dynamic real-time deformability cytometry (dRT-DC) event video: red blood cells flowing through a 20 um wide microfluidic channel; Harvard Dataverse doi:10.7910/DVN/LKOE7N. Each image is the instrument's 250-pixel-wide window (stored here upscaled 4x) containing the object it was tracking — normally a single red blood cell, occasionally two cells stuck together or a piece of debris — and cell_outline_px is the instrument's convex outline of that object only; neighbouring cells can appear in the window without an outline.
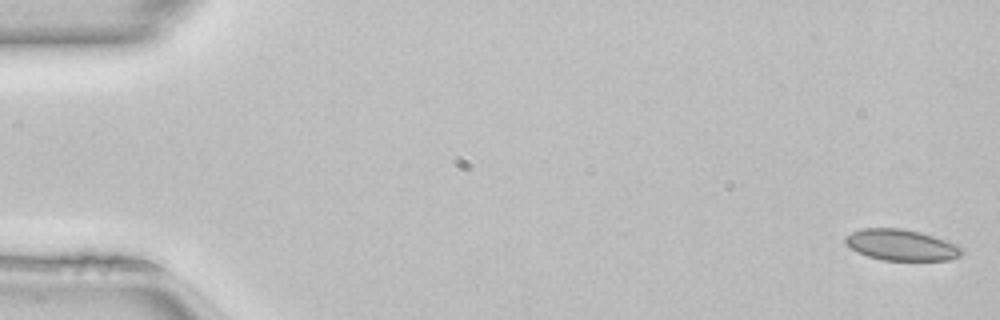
{"species": "common noctule bat (a hibernating species)", "species_latin": "Nyctalus noctula", "temperature_condition": "room temperature", "stored_images_in_passage": 50, "camera_frame_rate_fps": 3000, "um_per_image_px": 0.085, "animal": {"sex": "female", "body_mass_g": 22.7, "forearm_length_mm": 54.2}, "frame": {"image": 1, "passage_image": 1, "time_ms": 0.0, "image_size_px": [1000, 320], "cell_outline_px": [[964, 252], [960, 256], [948, 260], [884, 260], [868, 256], [852, 248], [844, 240], [852, 232], [864, 228], [900, 228], [920, 232], [956, 244], [964, 248]], "centroid_in_image_um": [76.67, 20.82], "position_along_channel_um": 8.3, "area_um2": 20.75}}
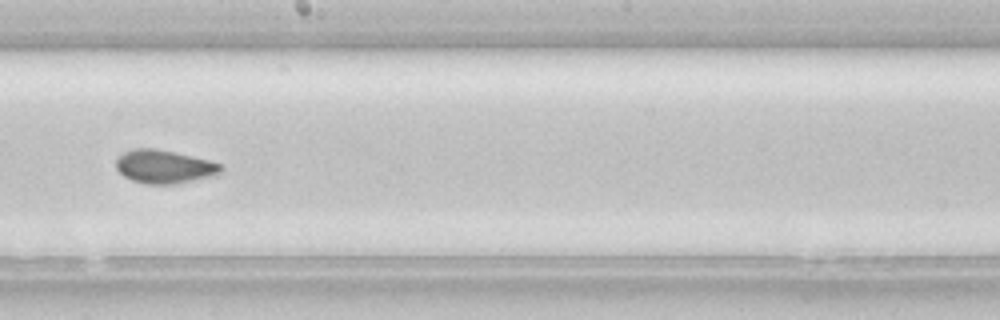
{"frame": {"image": 2, "passage_image": 28, "time_ms": 9.0, "image_size_px": [1000, 320], "cell_outline_px": [[224, 168], [216, 176], [172, 184], [144, 184], [132, 180], [124, 176], [116, 168], [116, 160], [124, 152], [132, 148], [152, 148], [172, 152], [208, 160], [220, 164]], "centroid_in_image_um": [13.95, 14.18], "position_along_channel_um": 234.2, "area_um2": 20.23}}
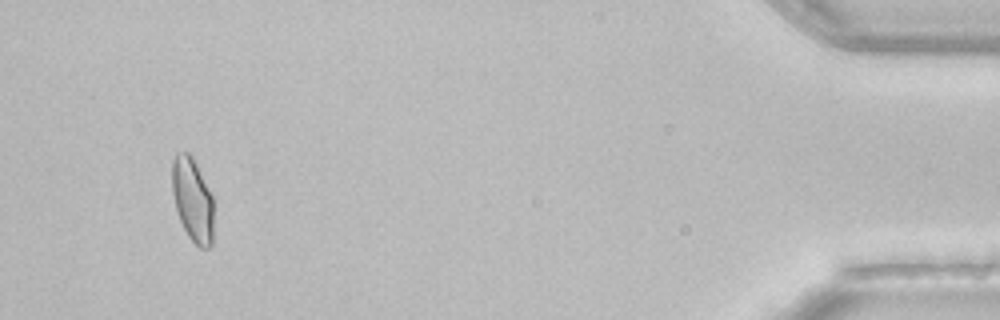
{"frame": {"image": 3, "passage_image": 47, "time_ms": 15.333, "image_size_px": [1000, 320], "cell_outline_px": [[212, 244], [208, 248], [200, 248], [188, 236], [180, 220], [176, 208], [172, 192], [172, 160], [176, 152], [188, 152], [192, 156], [212, 196]], "centroid_in_image_um": [16.34, 16.96], "position_along_channel_um": 418.9, "area_um2": 20.0}, "authors_computed_cell_mechanics": {"area_um2": 20.6635, "velocity_mm_per_s": 4.1196, "shape_relaxation_time_tau1_ms": null, "shape_relaxation_time_tau2_ms": 0.9544, "deformation_change_tau1": null, "deformation_change_tau2": 0.0434}}